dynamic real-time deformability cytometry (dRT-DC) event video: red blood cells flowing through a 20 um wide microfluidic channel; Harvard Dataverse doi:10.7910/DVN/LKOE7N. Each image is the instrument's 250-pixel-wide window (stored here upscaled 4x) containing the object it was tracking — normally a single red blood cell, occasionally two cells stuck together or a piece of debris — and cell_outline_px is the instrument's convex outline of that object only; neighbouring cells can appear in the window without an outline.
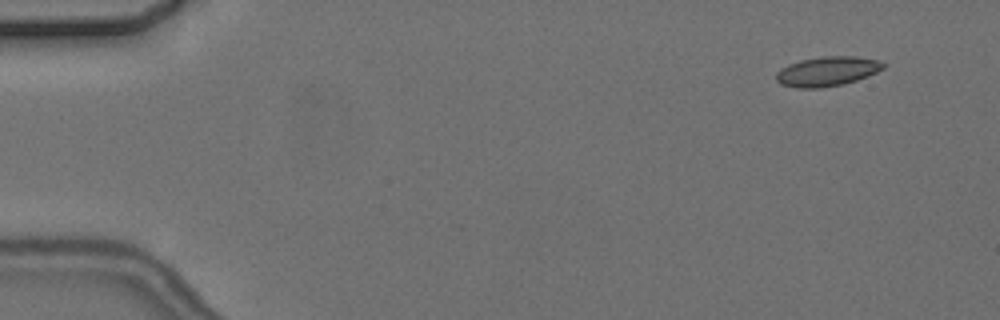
{"species": "common noctule bat (a hibernating species)", "species_latin": "Nyctalus noctula", "temperature_condition": "cold", "stored_images_in_passage": 4, "camera_frame_rate_fps": 3000, "um_per_image_px": 0.085, "animal": {"sex": "female", "body_mass_g": 24.6, "forearm_length_mm": 56.2}, "frame": {"image": 1, "passage_image": 1, "time_ms": 0.0, "image_size_px": [1000, 320], "cell_outline_px": [[888, 64], [884, 68], [868, 76], [844, 84], [820, 88], [796, 88], [780, 84], [776, 80], [776, 72], [780, 68], [788, 64], [800, 60], [824, 56], [856, 56], [880, 60]], "centroid_in_image_um": [70.32, 6.06], "position_along_channel_um": 14.7, "area_um2": 18.73}}